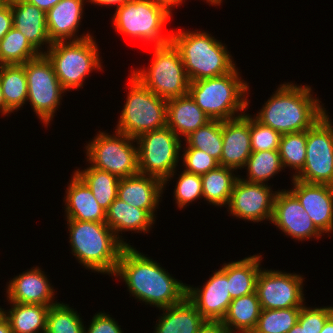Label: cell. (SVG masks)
<instances>
[{
  "instance_id": "obj_1",
  "label": "cell",
  "mask_w": 333,
  "mask_h": 333,
  "mask_svg": "<svg viewBox=\"0 0 333 333\" xmlns=\"http://www.w3.org/2000/svg\"><path fill=\"white\" fill-rule=\"evenodd\" d=\"M113 275L124 280L136 299L160 309L173 306L186 297V284L171 277L157 262L131 245L123 248Z\"/></svg>"
},
{
  "instance_id": "obj_2",
  "label": "cell",
  "mask_w": 333,
  "mask_h": 333,
  "mask_svg": "<svg viewBox=\"0 0 333 333\" xmlns=\"http://www.w3.org/2000/svg\"><path fill=\"white\" fill-rule=\"evenodd\" d=\"M312 96L309 86L283 84L268 99L255 119L281 135L306 131L326 115L320 105L321 101Z\"/></svg>"
},
{
  "instance_id": "obj_3",
  "label": "cell",
  "mask_w": 333,
  "mask_h": 333,
  "mask_svg": "<svg viewBox=\"0 0 333 333\" xmlns=\"http://www.w3.org/2000/svg\"><path fill=\"white\" fill-rule=\"evenodd\" d=\"M73 255L86 267L101 273L114 274L120 254L128 243L118 239L106 224L67 220Z\"/></svg>"
},
{
  "instance_id": "obj_4",
  "label": "cell",
  "mask_w": 333,
  "mask_h": 333,
  "mask_svg": "<svg viewBox=\"0 0 333 333\" xmlns=\"http://www.w3.org/2000/svg\"><path fill=\"white\" fill-rule=\"evenodd\" d=\"M171 42L178 49L190 82L217 77L235 67L227 48L206 32H173Z\"/></svg>"
},
{
  "instance_id": "obj_5",
  "label": "cell",
  "mask_w": 333,
  "mask_h": 333,
  "mask_svg": "<svg viewBox=\"0 0 333 333\" xmlns=\"http://www.w3.org/2000/svg\"><path fill=\"white\" fill-rule=\"evenodd\" d=\"M240 78L234 68L221 76L190 82L188 94L211 120L234 119L244 115L235 113L248 107V85Z\"/></svg>"
},
{
  "instance_id": "obj_6",
  "label": "cell",
  "mask_w": 333,
  "mask_h": 333,
  "mask_svg": "<svg viewBox=\"0 0 333 333\" xmlns=\"http://www.w3.org/2000/svg\"><path fill=\"white\" fill-rule=\"evenodd\" d=\"M130 90L117 124V132L137 138L142 133L167 126V100L130 77Z\"/></svg>"
},
{
  "instance_id": "obj_7",
  "label": "cell",
  "mask_w": 333,
  "mask_h": 333,
  "mask_svg": "<svg viewBox=\"0 0 333 333\" xmlns=\"http://www.w3.org/2000/svg\"><path fill=\"white\" fill-rule=\"evenodd\" d=\"M93 38L54 42L44 52L65 90L83 87V80L92 70H101L98 47Z\"/></svg>"
},
{
  "instance_id": "obj_8",
  "label": "cell",
  "mask_w": 333,
  "mask_h": 333,
  "mask_svg": "<svg viewBox=\"0 0 333 333\" xmlns=\"http://www.w3.org/2000/svg\"><path fill=\"white\" fill-rule=\"evenodd\" d=\"M154 47L150 69L136 70L132 75L163 99L187 95L190 81L178 49L172 42Z\"/></svg>"
},
{
  "instance_id": "obj_9",
  "label": "cell",
  "mask_w": 333,
  "mask_h": 333,
  "mask_svg": "<svg viewBox=\"0 0 333 333\" xmlns=\"http://www.w3.org/2000/svg\"><path fill=\"white\" fill-rule=\"evenodd\" d=\"M171 14L166 7L152 0H128L116 9L113 23L116 31L121 34L162 46L171 42V32L169 35H161Z\"/></svg>"
},
{
  "instance_id": "obj_10",
  "label": "cell",
  "mask_w": 333,
  "mask_h": 333,
  "mask_svg": "<svg viewBox=\"0 0 333 333\" xmlns=\"http://www.w3.org/2000/svg\"><path fill=\"white\" fill-rule=\"evenodd\" d=\"M136 142L139 173L159 178L165 185L179 162L181 139L166 126L142 133Z\"/></svg>"
},
{
  "instance_id": "obj_11",
  "label": "cell",
  "mask_w": 333,
  "mask_h": 333,
  "mask_svg": "<svg viewBox=\"0 0 333 333\" xmlns=\"http://www.w3.org/2000/svg\"><path fill=\"white\" fill-rule=\"evenodd\" d=\"M115 133L116 136H111L100 132L86 146L90 166L105 170L119 178L138 174V147L133 145L136 138L117 131Z\"/></svg>"
},
{
  "instance_id": "obj_12",
  "label": "cell",
  "mask_w": 333,
  "mask_h": 333,
  "mask_svg": "<svg viewBox=\"0 0 333 333\" xmlns=\"http://www.w3.org/2000/svg\"><path fill=\"white\" fill-rule=\"evenodd\" d=\"M27 78L28 97L34 112L46 125L54 117L60 105L61 94L65 92L55 74L52 62L45 54L24 63Z\"/></svg>"
},
{
  "instance_id": "obj_13",
  "label": "cell",
  "mask_w": 333,
  "mask_h": 333,
  "mask_svg": "<svg viewBox=\"0 0 333 333\" xmlns=\"http://www.w3.org/2000/svg\"><path fill=\"white\" fill-rule=\"evenodd\" d=\"M329 116H323L307 129L306 161L292 178L333 186V126Z\"/></svg>"
},
{
  "instance_id": "obj_14",
  "label": "cell",
  "mask_w": 333,
  "mask_h": 333,
  "mask_svg": "<svg viewBox=\"0 0 333 333\" xmlns=\"http://www.w3.org/2000/svg\"><path fill=\"white\" fill-rule=\"evenodd\" d=\"M303 277L281 271L260 270L256 293L261 309L302 307L304 302Z\"/></svg>"
},
{
  "instance_id": "obj_15",
  "label": "cell",
  "mask_w": 333,
  "mask_h": 333,
  "mask_svg": "<svg viewBox=\"0 0 333 333\" xmlns=\"http://www.w3.org/2000/svg\"><path fill=\"white\" fill-rule=\"evenodd\" d=\"M272 192L265 183H252L238 177L233 186L228 209L233 216L244 220L271 221L276 191Z\"/></svg>"
},
{
  "instance_id": "obj_16",
  "label": "cell",
  "mask_w": 333,
  "mask_h": 333,
  "mask_svg": "<svg viewBox=\"0 0 333 333\" xmlns=\"http://www.w3.org/2000/svg\"><path fill=\"white\" fill-rule=\"evenodd\" d=\"M271 222L296 240L318 239L322 234L297 197L288 190L276 192Z\"/></svg>"
},
{
  "instance_id": "obj_17",
  "label": "cell",
  "mask_w": 333,
  "mask_h": 333,
  "mask_svg": "<svg viewBox=\"0 0 333 333\" xmlns=\"http://www.w3.org/2000/svg\"><path fill=\"white\" fill-rule=\"evenodd\" d=\"M202 287L199 289L187 285L186 297L205 320L222 321L232 301L227 281V263L214 272Z\"/></svg>"
},
{
  "instance_id": "obj_18",
  "label": "cell",
  "mask_w": 333,
  "mask_h": 333,
  "mask_svg": "<svg viewBox=\"0 0 333 333\" xmlns=\"http://www.w3.org/2000/svg\"><path fill=\"white\" fill-rule=\"evenodd\" d=\"M292 180L294 187L290 191L302 204L314 225L322 233L333 230V186Z\"/></svg>"
},
{
  "instance_id": "obj_19",
  "label": "cell",
  "mask_w": 333,
  "mask_h": 333,
  "mask_svg": "<svg viewBox=\"0 0 333 333\" xmlns=\"http://www.w3.org/2000/svg\"><path fill=\"white\" fill-rule=\"evenodd\" d=\"M222 155L219 165L232 168H244L252 153L250 136V116L244 115L222 121Z\"/></svg>"
},
{
  "instance_id": "obj_20",
  "label": "cell",
  "mask_w": 333,
  "mask_h": 333,
  "mask_svg": "<svg viewBox=\"0 0 333 333\" xmlns=\"http://www.w3.org/2000/svg\"><path fill=\"white\" fill-rule=\"evenodd\" d=\"M164 182L145 174L120 178L117 198L140 209L146 210L153 218L158 206Z\"/></svg>"
},
{
  "instance_id": "obj_21",
  "label": "cell",
  "mask_w": 333,
  "mask_h": 333,
  "mask_svg": "<svg viewBox=\"0 0 333 333\" xmlns=\"http://www.w3.org/2000/svg\"><path fill=\"white\" fill-rule=\"evenodd\" d=\"M44 272L39 267L23 272L19 276L14 277L8 285L7 296L9 302L41 304L44 306H52L54 289L47 280Z\"/></svg>"
},
{
  "instance_id": "obj_22",
  "label": "cell",
  "mask_w": 333,
  "mask_h": 333,
  "mask_svg": "<svg viewBox=\"0 0 333 333\" xmlns=\"http://www.w3.org/2000/svg\"><path fill=\"white\" fill-rule=\"evenodd\" d=\"M83 3L84 0H60L46 13L47 31L52 43L69 39L82 40L91 36L87 33L75 37L82 18Z\"/></svg>"
},
{
  "instance_id": "obj_23",
  "label": "cell",
  "mask_w": 333,
  "mask_h": 333,
  "mask_svg": "<svg viewBox=\"0 0 333 333\" xmlns=\"http://www.w3.org/2000/svg\"><path fill=\"white\" fill-rule=\"evenodd\" d=\"M13 15V27L25 35L29 43L41 54L39 48L53 44L48 36L46 12L25 0H9Z\"/></svg>"
},
{
  "instance_id": "obj_24",
  "label": "cell",
  "mask_w": 333,
  "mask_h": 333,
  "mask_svg": "<svg viewBox=\"0 0 333 333\" xmlns=\"http://www.w3.org/2000/svg\"><path fill=\"white\" fill-rule=\"evenodd\" d=\"M65 197L67 220L105 223L106 210L96 201L85 182L74 173Z\"/></svg>"
},
{
  "instance_id": "obj_25",
  "label": "cell",
  "mask_w": 333,
  "mask_h": 333,
  "mask_svg": "<svg viewBox=\"0 0 333 333\" xmlns=\"http://www.w3.org/2000/svg\"><path fill=\"white\" fill-rule=\"evenodd\" d=\"M167 127L179 138H185L211 119L201 110L189 94L167 100Z\"/></svg>"
},
{
  "instance_id": "obj_26",
  "label": "cell",
  "mask_w": 333,
  "mask_h": 333,
  "mask_svg": "<svg viewBox=\"0 0 333 333\" xmlns=\"http://www.w3.org/2000/svg\"><path fill=\"white\" fill-rule=\"evenodd\" d=\"M161 309L164 315L160 316L155 333H197L206 321L187 297Z\"/></svg>"
},
{
  "instance_id": "obj_27",
  "label": "cell",
  "mask_w": 333,
  "mask_h": 333,
  "mask_svg": "<svg viewBox=\"0 0 333 333\" xmlns=\"http://www.w3.org/2000/svg\"><path fill=\"white\" fill-rule=\"evenodd\" d=\"M154 221V218L146 210L129 205L116 198L106 211L105 223L114 231L115 236L119 239L117 233L123 230L148 232Z\"/></svg>"
},
{
  "instance_id": "obj_28",
  "label": "cell",
  "mask_w": 333,
  "mask_h": 333,
  "mask_svg": "<svg viewBox=\"0 0 333 333\" xmlns=\"http://www.w3.org/2000/svg\"><path fill=\"white\" fill-rule=\"evenodd\" d=\"M260 312V301L257 293L254 292L233 299L229 304L226 315L222 319V323L232 333H235L236 329L240 333H252L257 326Z\"/></svg>"
},
{
  "instance_id": "obj_29",
  "label": "cell",
  "mask_w": 333,
  "mask_h": 333,
  "mask_svg": "<svg viewBox=\"0 0 333 333\" xmlns=\"http://www.w3.org/2000/svg\"><path fill=\"white\" fill-rule=\"evenodd\" d=\"M261 255H253L227 264V281L231 299L256 292V282L262 260Z\"/></svg>"
},
{
  "instance_id": "obj_30",
  "label": "cell",
  "mask_w": 333,
  "mask_h": 333,
  "mask_svg": "<svg viewBox=\"0 0 333 333\" xmlns=\"http://www.w3.org/2000/svg\"><path fill=\"white\" fill-rule=\"evenodd\" d=\"M10 303L13 304V307L8 312H5V318L9 321L12 333L46 332L47 315L50 306Z\"/></svg>"
},
{
  "instance_id": "obj_31",
  "label": "cell",
  "mask_w": 333,
  "mask_h": 333,
  "mask_svg": "<svg viewBox=\"0 0 333 333\" xmlns=\"http://www.w3.org/2000/svg\"><path fill=\"white\" fill-rule=\"evenodd\" d=\"M0 86L5 105L11 112L23 106L28 97L24 64L0 65Z\"/></svg>"
},
{
  "instance_id": "obj_32",
  "label": "cell",
  "mask_w": 333,
  "mask_h": 333,
  "mask_svg": "<svg viewBox=\"0 0 333 333\" xmlns=\"http://www.w3.org/2000/svg\"><path fill=\"white\" fill-rule=\"evenodd\" d=\"M232 171L234 169L219 165L201 175L203 197L210 204L220 207L229 204L233 186L238 178Z\"/></svg>"
},
{
  "instance_id": "obj_33",
  "label": "cell",
  "mask_w": 333,
  "mask_h": 333,
  "mask_svg": "<svg viewBox=\"0 0 333 333\" xmlns=\"http://www.w3.org/2000/svg\"><path fill=\"white\" fill-rule=\"evenodd\" d=\"M75 173L89 187L99 205L107 211L110 204L117 198L120 178L93 166L83 171L78 169Z\"/></svg>"
},
{
  "instance_id": "obj_34",
  "label": "cell",
  "mask_w": 333,
  "mask_h": 333,
  "mask_svg": "<svg viewBox=\"0 0 333 333\" xmlns=\"http://www.w3.org/2000/svg\"><path fill=\"white\" fill-rule=\"evenodd\" d=\"M40 55L25 35L14 27L0 41V65L24 64Z\"/></svg>"
},
{
  "instance_id": "obj_35",
  "label": "cell",
  "mask_w": 333,
  "mask_h": 333,
  "mask_svg": "<svg viewBox=\"0 0 333 333\" xmlns=\"http://www.w3.org/2000/svg\"><path fill=\"white\" fill-rule=\"evenodd\" d=\"M186 142L188 144L186 148L204 151L220 162L223 146L222 121H209L187 136Z\"/></svg>"
},
{
  "instance_id": "obj_36",
  "label": "cell",
  "mask_w": 333,
  "mask_h": 333,
  "mask_svg": "<svg viewBox=\"0 0 333 333\" xmlns=\"http://www.w3.org/2000/svg\"><path fill=\"white\" fill-rule=\"evenodd\" d=\"M246 166L249 177L245 181L262 184L283 169L279 150L252 152Z\"/></svg>"
},
{
  "instance_id": "obj_37",
  "label": "cell",
  "mask_w": 333,
  "mask_h": 333,
  "mask_svg": "<svg viewBox=\"0 0 333 333\" xmlns=\"http://www.w3.org/2000/svg\"><path fill=\"white\" fill-rule=\"evenodd\" d=\"M301 307L261 309L257 326L252 333H288L298 322Z\"/></svg>"
},
{
  "instance_id": "obj_38",
  "label": "cell",
  "mask_w": 333,
  "mask_h": 333,
  "mask_svg": "<svg viewBox=\"0 0 333 333\" xmlns=\"http://www.w3.org/2000/svg\"><path fill=\"white\" fill-rule=\"evenodd\" d=\"M307 130L282 134L279 154L283 167L293 168L299 172L306 161Z\"/></svg>"
},
{
  "instance_id": "obj_39",
  "label": "cell",
  "mask_w": 333,
  "mask_h": 333,
  "mask_svg": "<svg viewBox=\"0 0 333 333\" xmlns=\"http://www.w3.org/2000/svg\"><path fill=\"white\" fill-rule=\"evenodd\" d=\"M45 333H85V327L74 309L56 303L49 308Z\"/></svg>"
},
{
  "instance_id": "obj_40",
  "label": "cell",
  "mask_w": 333,
  "mask_h": 333,
  "mask_svg": "<svg viewBox=\"0 0 333 333\" xmlns=\"http://www.w3.org/2000/svg\"><path fill=\"white\" fill-rule=\"evenodd\" d=\"M252 152L279 150L281 134L250 116Z\"/></svg>"
},
{
  "instance_id": "obj_41",
  "label": "cell",
  "mask_w": 333,
  "mask_h": 333,
  "mask_svg": "<svg viewBox=\"0 0 333 333\" xmlns=\"http://www.w3.org/2000/svg\"><path fill=\"white\" fill-rule=\"evenodd\" d=\"M176 184L174 196L180 209L195 199L203 197L200 175L183 170Z\"/></svg>"
},
{
  "instance_id": "obj_42",
  "label": "cell",
  "mask_w": 333,
  "mask_h": 333,
  "mask_svg": "<svg viewBox=\"0 0 333 333\" xmlns=\"http://www.w3.org/2000/svg\"><path fill=\"white\" fill-rule=\"evenodd\" d=\"M183 161L185 171L204 175L219 166V162L206 152L196 148H184Z\"/></svg>"
},
{
  "instance_id": "obj_43",
  "label": "cell",
  "mask_w": 333,
  "mask_h": 333,
  "mask_svg": "<svg viewBox=\"0 0 333 333\" xmlns=\"http://www.w3.org/2000/svg\"><path fill=\"white\" fill-rule=\"evenodd\" d=\"M328 319L325 307L310 308L303 305L300 309L298 323L304 327V333H320Z\"/></svg>"
},
{
  "instance_id": "obj_44",
  "label": "cell",
  "mask_w": 333,
  "mask_h": 333,
  "mask_svg": "<svg viewBox=\"0 0 333 333\" xmlns=\"http://www.w3.org/2000/svg\"><path fill=\"white\" fill-rule=\"evenodd\" d=\"M106 313H97L93 316L88 330L85 333H122L117 321Z\"/></svg>"
},
{
  "instance_id": "obj_45",
  "label": "cell",
  "mask_w": 333,
  "mask_h": 333,
  "mask_svg": "<svg viewBox=\"0 0 333 333\" xmlns=\"http://www.w3.org/2000/svg\"><path fill=\"white\" fill-rule=\"evenodd\" d=\"M13 27V15L11 9V3L8 1L0 9V41Z\"/></svg>"
},
{
  "instance_id": "obj_46",
  "label": "cell",
  "mask_w": 333,
  "mask_h": 333,
  "mask_svg": "<svg viewBox=\"0 0 333 333\" xmlns=\"http://www.w3.org/2000/svg\"><path fill=\"white\" fill-rule=\"evenodd\" d=\"M197 333H232L222 321L206 320Z\"/></svg>"
},
{
  "instance_id": "obj_47",
  "label": "cell",
  "mask_w": 333,
  "mask_h": 333,
  "mask_svg": "<svg viewBox=\"0 0 333 333\" xmlns=\"http://www.w3.org/2000/svg\"><path fill=\"white\" fill-rule=\"evenodd\" d=\"M30 4L35 5L37 8L48 12L52 7H54L60 0H25Z\"/></svg>"
},
{
  "instance_id": "obj_48",
  "label": "cell",
  "mask_w": 333,
  "mask_h": 333,
  "mask_svg": "<svg viewBox=\"0 0 333 333\" xmlns=\"http://www.w3.org/2000/svg\"><path fill=\"white\" fill-rule=\"evenodd\" d=\"M128 0H89L97 5H117V8L125 4Z\"/></svg>"
},
{
  "instance_id": "obj_49",
  "label": "cell",
  "mask_w": 333,
  "mask_h": 333,
  "mask_svg": "<svg viewBox=\"0 0 333 333\" xmlns=\"http://www.w3.org/2000/svg\"><path fill=\"white\" fill-rule=\"evenodd\" d=\"M152 1L166 7L170 12L172 10L171 7H173V5L178 6V4L180 5L182 3V0H152Z\"/></svg>"
},
{
  "instance_id": "obj_50",
  "label": "cell",
  "mask_w": 333,
  "mask_h": 333,
  "mask_svg": "<svg viewBox=\"0 0 333 333\" xmlns=\"http://www.w3.org/2000/svg\"><path fill=\"white\" fill-rule=\"evenodd\" d=\"M0 333H12L9 321L6 318L0 321Z\"/></svg>"
},
{
  "instance_id": "obj_51",
  "label": "cell",
  "mask_w": 333,
  "mask_h": 333,
  "mask_svg": "<svg viewBox=\"0 0 333 333\" xmlns=\"http://www.w3.org/2000/svg\"><path fill=\"white\" fill-rule=\"evenodd\" d=\"M0 110H1L0 112L2 114L11 113V111L5 105V101H4V98H3V93H2V90H1V86H0Z\"/></svg>"
},
{
  "instance_id": "obj_52",
  "label": "cell",
  "mask_w": 333,
  "mask_h": 333,
  "mask_svg": "<svg viewBox=\"0 0 333 333\" xmlns=\"http://www.w3.org/2000/svg\"><path fill=\"white\" fill-rule=\"evenodd\" d=\"M320 333H333V322L328 318Z\"/></svg>"
},
{
  "instance_id": "obj_53",
  "label": "cell",
  "mask_w": 333,
  "mask_h": 333,
  "mask_svg": "<svg viewBox=\"0 0 333 333\" xmlns=\"http://www.w3.org/2000/svg\"><path fill=\"white\" fill-rule=\"evenodd\" d=\"M288 333H304V327L297 322Z\"/></svg>"
},
{
  "instance_id": "obj_54",
  "label": "cell",
  "mask_w": 333,
  "mask_h": 333,
  "mask_svg": "<svg viewBox=\"0 0 333 333\" xmlns=\"http://www.w3.org/2000/svg\"><path fill=\"white\" fill-rule=\"evenodd\" d=\"M327 309L328 318L333 322V307H325Z\"/></svg>"
},
{
  "instance_id": "obj_55",
  "label": "cell",
  "mask_w": 333,
  "mask_h": 333,
  "mask_svg": "<svg viewBox=\"0 0 333 333\" xmlns=\"http://www.w3.org/2000/svg\"><path fill=\"white\" fill-rule=\"evenodd\" d=\"M208 3L210 2L212 5H216V4H218V5H220V3H221V1L222 0H206Z\"/></svg>"
},
{
  "instance_id": "obj_56",
  "label": "cell",
  "mask_w": 333,
  "mask_h": 333,
  "mask_svg": "<svg viewBox=\"0 0 333 333\" xmlns=\"http://www.w3.org/2000/svg\"><path fill=\"white\" fill-rule=\"evenodd\" d=\"M4 318H5V311H4V309L2 310L0 308V321H2Z\"/></svg>"
},
{
  "instance_id": "obj_57",
  "label": "cell",
  "mask_w": 333,
  "mask_h": 333,
  "mask_svg": "<svg viewBox=\"0 0 333 333\" xmlns=\"http://www.w3.org/2000/svg\"><path fill=\"white\" fill-rule=\"evenodd\" d=\"M9 0H0V9L8 2Z\"/></svg>"
}]
</instances>
